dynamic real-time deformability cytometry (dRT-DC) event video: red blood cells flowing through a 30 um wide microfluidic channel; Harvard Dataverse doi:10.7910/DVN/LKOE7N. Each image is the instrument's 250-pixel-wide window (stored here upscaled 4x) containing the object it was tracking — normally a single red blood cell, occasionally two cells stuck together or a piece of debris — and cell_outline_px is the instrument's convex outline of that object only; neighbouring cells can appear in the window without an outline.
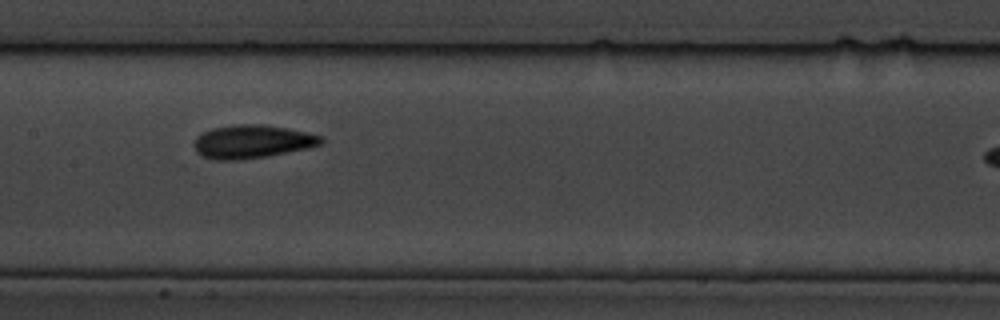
{"species": "common noctule bat (a hibernating species)", "species_latin": "Nyctalus noctula", "temperature_condition": "cold", "stored_images_in_passage": 12, "camera_frame_rate_fps": 3000, "um_per_image_px": 0.085, "animal": {"sex": "male", "body_mass_g": 19.5, "forearm_length_mm": 54.6}, "frame": {"image": 1, "passage_image": 6, "time_ms": 6.667, "image_size_px": [1000, 320], "cell_outline_px": [[324, 140], [320, 144], [308, 148], [268, 156], [240, 160], [212, 160], [200, 156], [196, 152], [192, 144], [196, 136], [212, 128], [236, 124], [264, 124], [288, 128], [308, 132], [320, 136]], "centroid_in_image_um": [21.38, 12.04], "position_along_channel_um": 186.0, "area_um2": 24.97}}
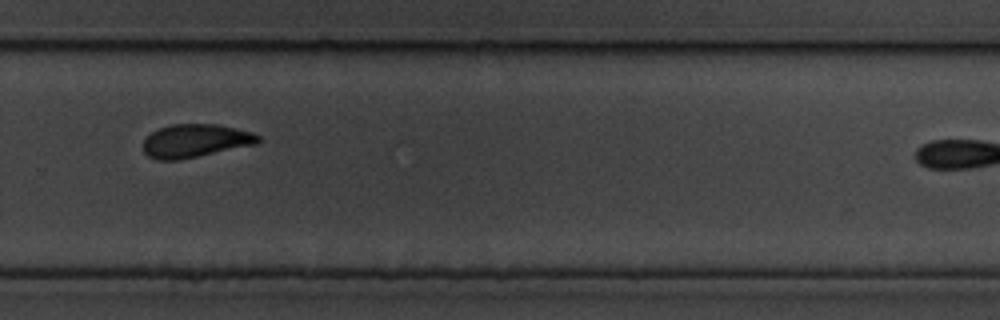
{"frame": {"image": 2, "passage_image": 9, "time_ms": 10.333, "image_size_px": [1000, 320], "cell_outline_px": [[260, 140], [256, 144], [180, 160], [156, 160], [148, 156], [144, 152], [144, 140], [152, 132], [160, 128], [172, 124], [216, 124], [236, 128], [252, 132], [260, 136]], "centroid_in_image_um": [16.6, 11.97], "position_along_channel_um": 313.2, "area_um2": 22.2}}
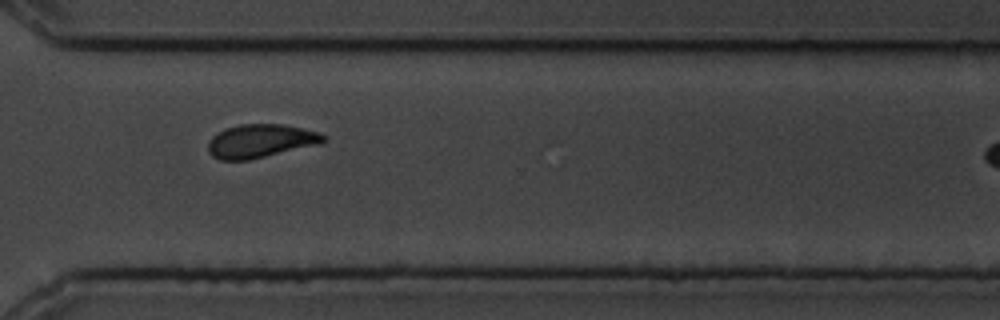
{"frame": {"image": 3, "passage_image": 10, "time_ms": 11.333, "image_size_px": [1000, 320], "cell_outline_px": [[324, 140], [320, 144], [248, 160], [220, 160], [212, 156], [208, 152], [208, 140], [212, 136], [224, 128], [240, 124], [284, 124], [320, 132], [324, 136]], "centroid_in_image_um": [22.11, 11.98], "position_along_channel_um": 348.5, "area_um2": 22.54}, "authors_computed_cell_mechanics": {"area_um2": 23.2067, "velocity_mm_per_s": 3.4944, "shape_relaxation_time_tau1_ms": 2.558, "shape_relaxation_time_tau2_ms": 2.8, "deformation_change_tau1": 0.1102, "deformation_change_tau2": 0.0626}}